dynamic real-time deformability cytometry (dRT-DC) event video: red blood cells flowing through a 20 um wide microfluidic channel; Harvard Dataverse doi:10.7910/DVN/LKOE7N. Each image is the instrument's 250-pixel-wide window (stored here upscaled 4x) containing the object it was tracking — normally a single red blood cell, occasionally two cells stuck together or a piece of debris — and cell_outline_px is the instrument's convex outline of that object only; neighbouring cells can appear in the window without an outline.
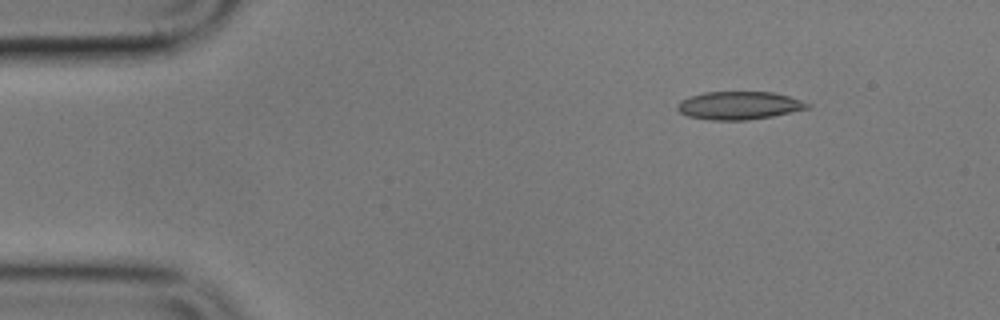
{"species": "common noctule bat (a hibernating species)", "species_latin": "Nyctalus noctula", "temperature_condition": "cold", "stored_images_in_passage": 5, "camera_frame_rate_fps": 3000, "um_per_image_px": 0.085, "animal": {"sex": "male", "body_mass_g": 17.9}, "frame": {"image": 1, "passage_image": 2, "time_ms": 1.0, "image_size_px": [1000, 320], "cell_outline_px": [[812, 104], [808, 108], [772, 116], [748, 120], [708, 120], [688, 116], [680, 112], [676, 108], [680, 100], [704, 92], [772, 92], [788, 96]], "centroid_in_image_um": [62.8, 8.97], "position_along_channel_um": 22.2, "area_um2": 21.1}}
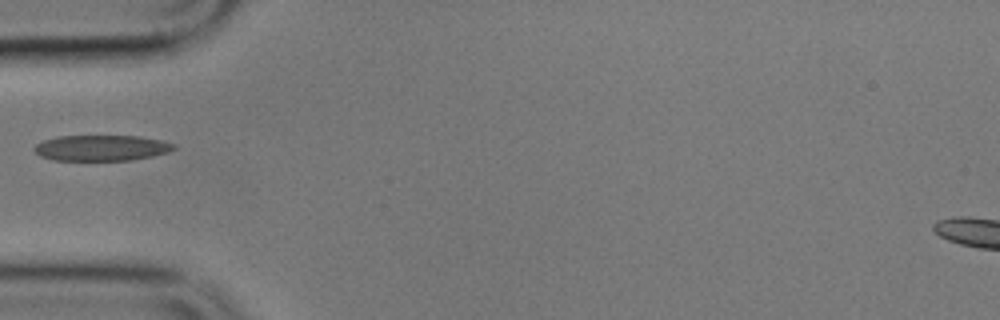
{"frame": {"image": 2, "passage_image": 5, "time_ms": 4.667, "image_size_px": [1000, 320], "cell_outline_px": [[176, 148], [168, 152], [152, 156], [132, 160], [52, 160], [40, 156], [32, 148], [36, 144], [44, 140], [56, 136], [140, 136], [160, 140], [176, 144]], "centroid_in_image_um": [8.61, 12.57], "position_along_channel_um": 76.4, "area_um2": 20.98}}